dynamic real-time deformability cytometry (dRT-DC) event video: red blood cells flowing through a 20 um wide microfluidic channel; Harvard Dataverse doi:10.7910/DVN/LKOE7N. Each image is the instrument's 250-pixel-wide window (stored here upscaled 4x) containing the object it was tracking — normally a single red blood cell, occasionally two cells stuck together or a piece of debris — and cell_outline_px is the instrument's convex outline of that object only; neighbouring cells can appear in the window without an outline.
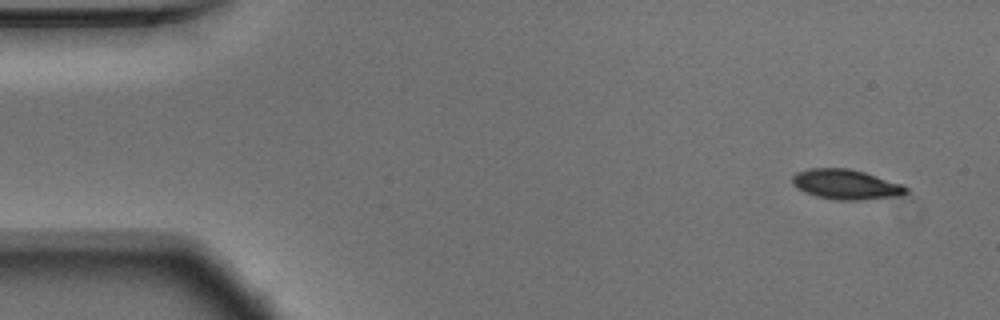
{"species": "Egyptian fruit bat (a non-hibernating species)", "species_latin": "Rousettus aegyptiacus", "temperature_condition": "warm", "stored_images_in_passage": 51, "camera_frame_rate_fps": 3000, "um_per_image_px": 0.085, "animal": {"sex": "male"}, "frame": {"image": 1, "passage_image": 1, "time_ms": 0.0, "image_size_px": [1000, 320], "cell_outline_px": [[908, 192], [900, 196], [860, 200], [836, 200], [816, 196], [804, 192], [796, 188], [792, 184], [792, 176], [796, 172], [808, 168], [848, 168], [864, 172], [904, 184], [908, 188]], "centroid_in_image_um": [71.9, 15.67], "position_along_channel_um": 13.1, "area_um2": 20.11}}
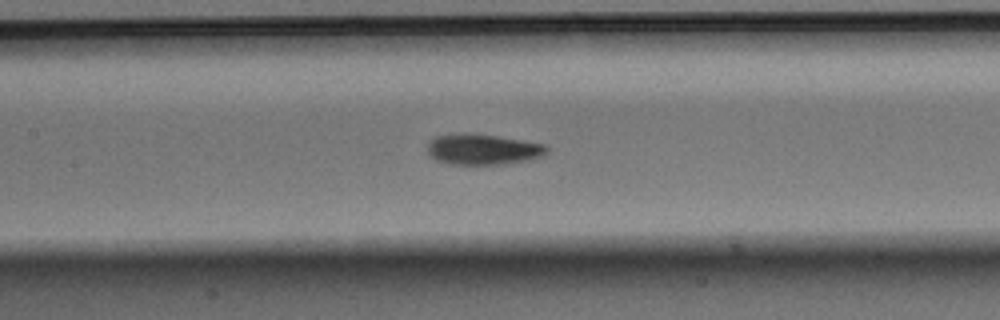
{"frame": {"image": 2, "passage_image": 22, "time_ms": 7.0, "image_size_px": [1000, 320], "cell_outline_px": [[548, 152], [544, 156], [528, 160], [508, 164], [448, 164], [436, 160], [428, 152], [428, 144], [436, 136], [460, 132], [464, 132], [496, 136], [524, 140], [548, 144]], "centroid_in_image_um": [41.1, 12.69], "position_along_channel_um": 166.3, "area_um2": 21.62}}
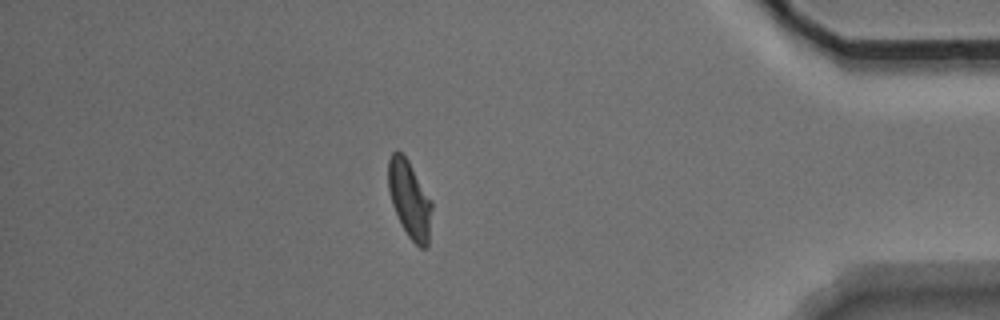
{"frame": {"image": 3, "passage_image": 44, "time_ms": 14.333, "image_size_px": [1000, 320], "cell_outline_px": [[432, 208], [428, 244], [424, 248], [420, 248], [408, 236], [400, 224], [392, 204], [388, 188], [388, 160], [392, 152], [396, 148], [408, 160], [432, 200]], "centroid_in_image_um": [34.8, 16.93], "position_along_channel_um": 400.4, "area_um2": 19.71}, "authors_computed_cell_mechanics": {"area_um2": 20.1144, "velocity_mm_per_s": 3.7395, "shape_relaxation_time_tau1_ms": 3.8233, "shape_relaxation_time_tau2_ms": 2.5367, "deformation_change_tau1": 0.1544, "deformation_change_tau2": 0.0745}}